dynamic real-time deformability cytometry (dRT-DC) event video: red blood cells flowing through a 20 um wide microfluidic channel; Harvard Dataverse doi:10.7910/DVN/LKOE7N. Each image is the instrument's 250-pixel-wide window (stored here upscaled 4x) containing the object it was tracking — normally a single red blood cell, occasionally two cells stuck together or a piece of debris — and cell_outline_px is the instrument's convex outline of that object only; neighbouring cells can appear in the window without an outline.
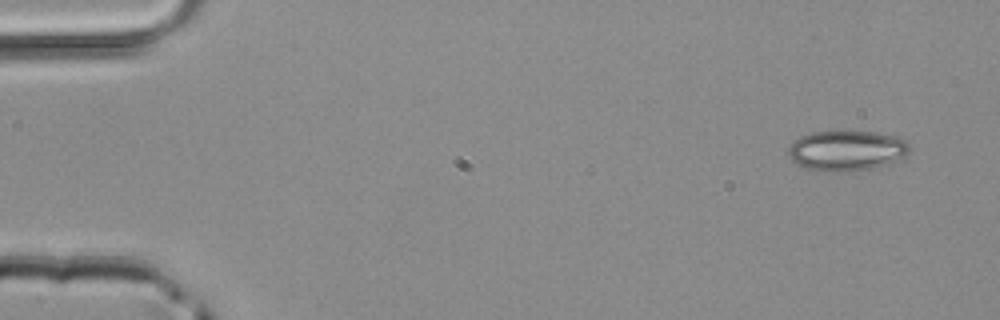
{"species": "common noctule bat (a hibernating species)", "species_latin": "Nyctalus noctula", "temperature_condition": "room temperature", "stored_images_in_passage": 4, "segment_of_instrument_passage": [1, 2], "camera_frame_rate_fps": 3000, "um_per_image_px": 0.085, "animal": {"sex": "male", "body_mass_g": 20.4}, "frame": {"image": 1, "passage_image": 1, "time_ms": 0.0, "image_size_px": [1000, 320], "cell_outline_px": [[908, 152], [904, 156], [888, 164], [868, 168], [840, 172], [836, 172], [804, 168], [792, 160], [788, 152], [788, 148], [800, 136], [812, 132], [840, 128], [844, 128], [876, 132], [892, 136], [904, 140], [908, 144]], "centroid_in_image_um": [71.92, 12.74], "position_along_channel_um": 13.1, "area_um2": 28.78}}